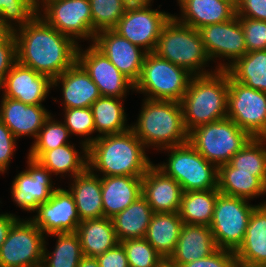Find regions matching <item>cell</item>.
<instances>
[{
	"label": "cell",
	"mask_w": 266,
	"mask_h": 267,
	"mask_svg": "<svg viewBox=\"0 0 266 267\" xmlns=\"http://www.w3.org/2000/svg\"><path fill=\"white\" fill-rule=\"evenodd\" d=\"M160 267H176V266H173L168 261H165Z\"/></svg>",
	"instance_id": "cell-55"
},
{
	"label": "cell",
	"mask_w": 266,
	"mask_h": 267,
	"mask_svg": "<svg viewBox=\"0 0 266 267\" xmlns=\"http://www.w3.org/2000/svg\"><path fill=\"white\" fill-rule=\"evenodd\" d=\"M89 2L94 34L114 29L127 9L122 0H89Z\"/></svg>",
	"instance_id": "cell-39"
},
{
	"label": "cell",
	"mask_w": 266,
	"mask_h": 267,
	"mask_svg": "<svg viewBox=\"0 0 266 267\" xmlns=\"http://www.w3.org/2000/svg\"><path fill=\"white\" fill-rule=\"evenodd\" d=\"M13 33L14 31L0 17V41L7 40Z\"/></svg>",
	"instance_id": "cell-50"
},
{
	"label": "cell",
	"mask_w": 266,
	"mask_h": 267,
	"mask_svg": "<svg viewBox=\"0 0 266 267\" xmlns=\"http://www.w3.org/2000/svg\"><path fill=\"white\" fill-rule=\"evenodd\" d=\"M37 14L35 0H0V17L12 31L25 26Z\"/></svg>",
	"instance_id": "cell-42"
},
{
	"label": "cell",
	"mask_w": 266,
	"mask_h": 267,
	"mask_svg": "<svg viewBox=\"0 0 266 267\" xmlns=\"http://www.w3.org/2000/svg\"><path fill=\"white\" fill-rule=\"evenodd\" d=\"M183 224L178 212L154 213L144 238L167 261L175 251Z\"/></svg>",
	"instance_id": "cell-29"
},
{
	"label": "cell",
	"mask_w": 266,
	"mask_h": 267,
	"mask_svg": "<svg viewBox=\"0 0 266 267\" xmlns=\"http://www.w3.org/2000/svg\"><path fill=\"white\" fill-rule=\"evenodd\" d=\"M16 62L17 44L13 33L7 40L0 41V85Z\"/></svg>",
	"instance_id": "cell-46"
},
{
	"label": "cell",
	"mask_w": 266,
	"mask_h": 267,
	"mask_svg": "<svg viewBox=\"0 0 266 267\" xmlns=\"http://www.w3.org/2000/svg\"><path fill=\"white\" fill-rule=\"evenodd\" d=\"M257 205L248 199L219 193L209 225L216 246L236 251L243 243L250 215Z\"/></svg>",
	"instance_id": "cell-9"
},
{
	"label": "cell",
	"mask_w": 266,
	"mask_h": 267,
	"mask_svg": "<svg viewBox=\"0 0 266 267\" xmlns=\"http://www.w3.org/2000/svg\"><path fill=\"white\" fill-rule=\"evenodd\" d=\"M227 102V71L193 76L180 102L186 130L227 118Z\"/></svg>",
	"instance_id": "cell-4"
},
{
	"label": "cell",
	"mask_w": 266,
	"mask_h": 267,
	"mask_svg": "<svg viewBox=\"0 0 266 267\" xmlns=\"http://www.w3.org/2000/svg\"><path fill=\"white\" fill-rule=\"evenodd\" d=\"M233 267H265V264L264 265L250 264V263H246V262H243V261L235 260V263H234Z\"/></svg>",
	"instance_id": "cell-54"
},
{
	"label": "cell",
	"mask_w": 266,
	"mask_h": 267,
	"mask_svg": "<svg viewBox=\"0 0 266 267\" xmlns=\"http://www.w3.org/2000/svg\"><path fill=\"white\" fill-rule=\"evenodd\" d=\"M100 267H129L126 252L119 242L110 250L96 256Z\"/></svg>",
	"instance_id": "cell-48"
},
{
	"label": "cell",
	"mask_w": 266,
	"mask_h": 267,
	"mask_svg": "<svg viewBox=\"0 0 266 267\" xmlns=\"http://www.w3.org/2000/svg\"><path fill=\"white\" fill-rule=\"evenodd\" d=\"M252 137L230 118L200 125L189 132L188 142L217 167L229 163Z\"/></svg>",
	"instance_id": "cell-8"
},
{
	"label": "cell",
	"mask_w": 266,
	"mask_h": 267,
	"mask_svg": "<svg viewBox=\"0 0 266 267\" xmlns=\"http://www.w3.org/2000/svg\"><path fill=\"white\" fill-rule=\"evenodd\" d=\"M145 151L132 129L101 136L88 147V168L101 177H142L153 164Z\"/></svg>",
	"instance_id": "cell-2"
},
{
	"label": "cell",
	"mask_w": 266,
	"mask_h": 267,
	"mask_svg": "<svg viewBox=\"0 0 266 267\" xmlns=\"http://www.w3.org/2000/svg\"><path fill=\"white\" fill-rule=\"evenodd\" d=\"M38 15L78 45V40L94 41L89 0L53 1Z\"/></svg>",
	"instance_id": "cell-14"
},
{
	"label": "cell",
	"mask_w": 266,
	"mask_h": 267,
	"mask_svg": "<svg viewBox=\"0 0 266 267\" xmlns=\"http://www.w3.org/2000/svg\"><path fill=\"white\" fill-rule=\"evenodd\" d=\"M218 191L248 200L265 196L266 183L253 173L236 172L230 163L218 167Z\"/></svg>",
	"instance_id": "cell-32"
},
{
	"label": "cell",
	"mask_w": 266,
	"mask_h": 267,
	"mask_svg": "<svg viewBox=\"0 0 266 267\" xmlns=\"http://www.w3.org/2000/svg\"><path fill=\"white\" fill-rule=\"evenodd\" d=\"M19 218V216L13 213L0 214V248L1 245L6 241L10 228Z\"/></svg>",
	"instance_id": "cell-49"
},
{
	"label": "cell",
	"mask_w": 266,
	"mask_h": 267,
	"mask_svg": "<svg viewBox=\"0 0 266 267\" xmlns=\"http://www.w3.org/2000/svg\"><path fill=\"white\" fill-rule=\"evenodd\" d=\"M77 62L97 85L101 96L125 98L129 90L134 91V84L92 43L85 50L81 44L78 46Z\"/></svg>",
	"instance_id": "cell-15"
},
{
	"label": "cell",
	"mask_w": 266,
	"mask_h": 267,
	"mask_svg": "<svg viewBox=\"0 0 266 267\" xmlns=\"http://www.w3.org/2000/svg\"><path fill=\"white\" fill-rule=\"evenodd\" d=\"M235 252L218 248L210 256L183 264L181 267H233Z\"/></svg>",
	"instance_id": "cell-45"
},
{
	"label": "cell",
	"mask_w": 266,
	"mask_h": 267,
	"mask_svg": "<svg viewBox=\"0 0 266 267\" xmlns=\"http://www.w3.org/2000/svg\"><path fill=\"white\" fill-rule=\"evenodd\" d=\"M153 53L184 68L193 76L217 71L205 69L209 66L210 59L199 31L180 23L173 15L164 24Z\"/></svg>",
	"instance_id": "cell-5"
},
{
	"label": "cell",
	"mask_w": 266,
	"mask_h": 267,
	"mask_svg": "<svg viewBox=\"0 0 266 267\" xmlns=\"http://www.w3.org/2000/svg\"><path fill=\"white\" fill-rule=\"evenodd\" d=\"M219 193L218 189L183 192L178 212L183 223L209 226Z\"/></svg>",
	"instance_id": "cell-34"
},
{
	"label": "cell",
	"mask_w": 266,
	"mask_h": 267,
	"mask_svg": "<svg viewBox=\"0 0 266 267\" xmlns=\"http://www.w3.org/2000/svg\"><path fill=\"white\" fill-rule=\"evenodd\" d=\"M103 213L113 218L142 196V177H101Z\"/></svg>",
	"instance_id": "cell-25"
},
{
	"label": "cell",
	"mask_w": 266,
	"mask_h": 267,
	"mask_svg": "<svg viewBox=\"0 0 266 267\" xmlns=\"http://www.w3.org/2000/svg\"><path fill=\"white\" fill-rule=\"evenodd\" d=\"M45 239L29 218H19L1 245L0 267H41Z\"/></svg>",
	"instance_id": "cell-10"
},
{
	"label": "cell",
	"mask_w": 266,
	"mask_h": 267,
	"mask_svg": "<svg viewBox=\"0 0 266 267\" xmlns=\"http://www.w3.org/2000/svg\"><path fill=\"white\" fill-rule=\"evenodd\" d=\"M0 102V120L17 139L31 136L35 140L45 121L52 114L45 105L25 104L8 97H2Z\"/></svg>",
	"instance_id": "cell-20"
},
{
	"label": "cell",
	"mask_w": 266,
	"mask_h": 267,
	"mask_svg": "<svg viewBox=\"0 0 266 267\" xmlns=\"http://www.w3.org/2000/svg\"><path fill=\"white\" fill-rule=\"evenodd\" d=\"M124 98L101 96L90 107L94 118L96 139L105 135L120 134L131 129L124 110Z\"/></svg>",
	"instance_id": "cell-31"
},
{
	"label": "cell",
	"mask_w": 266,
	"mask_h": 267,
	"mask_svg": "<svg viewBox=\"0 0 266 267\" xmlns=\"http://www.w3.org/2000/svg\"><path fill=\"white\" fill-rule=\"evenodd\" d=\"M92 44L133 84L138 81L147 54L145 50L132 44L113 29L96 33Z\"/></svg>",
	"instance_id": "cell-18"
},
{
	"label": "cell",
	"mask_w": 266,
	"mask_h": 267,
	"mask_svg": "<svg viewBox=\"0 0 266 267\" xmlns=\"http://www.w3.org/2000/svg\"><path fill=\"white\" fill-rule=\"evenodd\" d=\"M182 194L181 185L155 164L142 176V196L154 213L179 212Z\"/></svg>",
	"instance_id": "cell-21"
},
{
	"label": "cell",
	"mask_w": 266,
	"mask_h": 267,
	"mask_svg": "<svg viewBox=\"0 0 266 267\" xmlns=\"http://www.w3.org/2000/svg\"><path fill=\"white\" fill-rule=\"evenodd\" d=\"M120 243L129 267H160L166 261L145 238L127 239Z\"/></svg>",
	"instance_id": "cell-40"
},
{
	"label": "cell",
	"mask_w": 266,
	"mask_h": 267,
	"mask_svg": "<svg viewBox=\"0 0 266 267\" xmlns=\"http://www.w3.org/2000/svg\"><path fill=\"white\" fill-rule=\"evenodd\" d=\"M14 35L17 61L51 80L77 61L79 45L38 14L25 26L15 30Z\"/></svg>",
	"instance_id": "cell-1"
},
{
	"label": "cell",
	"mask_w": 266,
	"mask_h": 267,
	"mask_svg": "<svg viewBox=\"0 0 266 267\" xmlns=\"http://www.w3.org/2000/svg\"><path fill=\"white\" fill-rule=\"evenodd\" d=\"M242 25L247 52L266 50V21L239 18Z\"/></svg>",
	"instance_id": "cell-43"
},
{
	"label": "cell",
	"mask_w": 266,
	"mask_h": 267,
	"mask_svg": "<svg viewBox=\"0 0 266 267\" xmlns=\"http://www.w3.org/2000/svg\"><path fill=\"white\" fill-rule=\"evenodd\" d=\"M81 151L76 150L74 143L59 146L53 150L45 151L36 161L47 168L55 177L70 179L83 173L88 168V147L80 142ZM82 154V155H81Z\"/></svg>",
	"instance_id": "cell-28"
},
{
	"label": "cell",
	"mask_w": 266,
	"mask_h": 267,
	"mask_svg": "<svg viewBox=\"0 0 266 267\" xmlns=\"http://www.w3.org/2000/svg\"><path fill=\"white\" fill-rule=\"evenodd\" d=\"M59 0H35V7L39 14L50 2Z\"/></svg>",
	"instance_id": "cell-53"
},
{
	"label": "cell",
	"mask_w": 266,
	"mask_h": 267,
	"mask_svg": "<svg viewBox=\"0 0 266 267\" xmlns=\"http://www.w3.org/2000/svg\"><path fill=\"white\" fill-rule=\"evenodd\" d=\"M75 233L78 235L83 256L96 257L119 243L111 218L82 221Z\"/></svg>",
	"instance_id": "cell-30"
},
{
	"label": "cell",
	"mask_w": 266,
	"mask_h": 267,
	"mask_svg": "<svg viewBox=\"0 0 266 267\" xmlns=\"http://www.w3.org/2000/svg\"><path fill=\"white\" fill-rule=\"evenodd\" d=\"M262 139L266 142V133L263 135Z\"/></svg>",
	"instance_id": "cell-56"
},
{
	"label": "cell",
	"mask_w": 266,
	"mask_h": 267,
	"mask_svg": "<svg viewBox=\"0 0 266 267\" xmlns=\"http://www.w3.org/2000/svg\"><path fill=\"white\" fill-rule=\"evenodd\" d=\"M137 121L131 129L145 148L160 151L185 144L189 140L180 102L143 99Z\"/></svg>",
	"instance_id": "cell-3"
},
{
	"label": "cell",
	"mask_w": 266,
	"mask_h": 267,
	"mask_svg": "<svg viewBox=\"0 0 266 267\" xmlns=\"http://www.w3.org/2000/svg\"><path fill=\"white\" fill-rule=\"evenodd\" d=\"M236 172L253 173L266 183V142L251 138L229 162Z\"/></svg>",
	"instance_id": "cell-37"
},
{
	"label": "cell",
	"mask_w": 266,
	"mask_h": 267,
	"mask_svg": "<svg viewBox=\"0 0 266 267\" xmlns=\"http://www.w3.org/2000/svg\"><path fill=\"white\" fill-rule=\"evenodd\" d=\"M34 213L29 219L45 235L76 232L81 223L73 195L66 188L58 187Z\"/></svg>",
	"instance_id": "cell-17"
},
{
	"label": "cell",
	"mask_w": 266,
	"mask_h": 267,
	"mask_svg": "<svg viewBox=\"0 0 266 267\" xmlns=\"http://www.w3.org/2000/svg\"><path fill=\"white\" fill-rule=\"evenodd\" d=\"M236 260L266 264V200L252 211L243 243L235 251Z\"/></svg>",
	"instance_id": "cell-27"
},
{
	"label": "cell",
	"mask_w": 266,
	"mask_h": 267,
	"mask_svg": "<svg viewBox=\"0 0 266 267\" xmlns=\"http://www.w3.org/2000/svg\"><path fill=\"white\" fill-rule=\"evenodd\" d=\"M51 88L52 80L48 76L39 74L18 61L0 85L2 97L30 105H43L42 102L49 96Z\"/></svg>",
	"instance_id": "cell-19"
},
{
	"label": "cell",
	"mask_w": 266,
	"mask_h": 267,
	"mask_svg": "<svg viewBox=\"0 0 266 267\" xmlns=\"http://www.w3.org/2000/svg\"><path fill=\"white\" fill-rule=\"evenodd\" d=\"M153 214L151 206L143 196L116 214L111 219L118 241L144 238Z\"/></svg>",
	"instance_id": "cell-33"
},
{
	"label": "cell",
	"mask_w": 266,
	"mask_h": 267,
	"mask_svg": "<svg viewBox=\"0 0 266 267\" xmlns=\"http://www.w3.org/2000/svg\"><path fill=\"white\" fill-rule=\"evenodd\" d=\"M51 235V236H50ZM46 237H57L53 252L47 250V238L41 267H77L83 257L81 244L75 232L54 233Z\"/></svg>",
	"instance_id": "cell-36"
},
{
	"label": "cell",
	"mask_w": 266,
	"mask_h": 267,
	"mask_svg": "<svg viewBox=\"0 0 266 267\" xmlns=\"http://www.w3.org/2000/svg\"><path fill=\"white\" fill-rule=\"evenodd\" d=\"M63 112V122L70 135L83 137L84 139L80 141L89 147L96 140V137H93L95 125L91 108H68L63 109Z\"/></svg>",
	"instance_id": "cell-41"
},
{
	"label": "cell",
	"mask_w": 266,
	"mask_h": 267,
	"mask_svg": "<svg viewBox=\"0 0 266 267\" xmlns=\"http://www.w3.org/2000/svg\"><path fill=\"white\" fill-rule=\"evenodd\" d=\"M192 77L184 68L150 52L145 55L134 92L143 94L145 99L181 102Z\"/></svg>",
	"instance_id": "cell-7"
},
{
	"label": "cell",
	"mask_w": 266,
	"mask_h": 267,
	"mask_svg": "<svg viewBox=\"0 0 266 267\" xmlns=\"http://www.w3.org/2000/svg\"><path fill=\"white\" fill-rule=\"evenodd\" d=\"M77 267H100L96 257L83 256Z\"/></svg>",
	"instance_id": "cell-51"
},
{
	"label": "cell",
	"mask_w": 266,
	"mask_h": 267,
	"mask_svg": "<svg viewBox=\"0 0 266 267\" xmlns=\"http://www.w3.org/2000/svg\"><path fill=\"white\" fill-rule=\"evenodd\" d=\"M226 71L235 81L266 93V50L247 52Z\"/></svg>",
	"instance_id": "cell-35"
},
{
	"label": "cell",
	"mask_w": 266,
	"mask_h": 267,
	"mask_svg": "<svg viewBox=\"0 0 266 267\" xmlns=\"http://www.w3.org/2000/svg\"><path fill=\"white\" fill-rule=\"evenodd\" d=\"M198 31L210 61L223 60L217 61L216 70L226 71L247 53L242 25L237 15L229 21L203 26Z\"/></svg>",
	"instance_id": "cell-12"
},
{
	"label": "cell",
	"mask_w": 266,
	"mask_h": 267,
	"mask_svg": "<svg viewBox=\"0 0 266 267\" xmlns=\"http://www.w3.org/2000/svg\"><path fill=\"white\" fill-rule=\"evenodd\" d=\"M17 140L11 130L0 120V174L6 173L9 169L17 148Z\"/></svg>",
	"instance_id": "cell-44"
},
{
	"label": "cell",
	"mask_w": 266,
	"mask_h": 267,
	"mask_svg": "<svg viewBox=\"0 0 266 267\" xmlns=\"http://www.w3.org/2000/svg\"><path fill=\"white\" fill-rule=\"evenodd\" d=\"M172 15L159 9H152V3L127 7L125 14L113 30L150 53L154 51L161 30Z\"/></svg>",
	"instance_id": "cell-13"
},
{
	"label": "cell",
	"mask_w": 266,
	"mask_h": 267,
	"mask_svg": "<svg viewBox=\"0 0 266 267\" xmlns=\"http://www.w3.org/2000/svg\"><path fill=\"white\" fill-rule=\"evenodd\" d=\"M167 162L156 166L175 179L183 192L218 189V167L208 162L189 142L162 149Z\"/></svg>",
	"instance_id": "cell-6"
},
{
	"label": "cell",
	"mask_w": 266,
	"mask_h": 267,
	"mask_svg": "<svg viewBox=\"0 0 266 267\" xmlns=\"http://www.w3.org/2000/svg\"><path fill=\"white\" fill-rule=\"evenodd\" d=\"M227 118L252 138L266 133V93L235 81L228 73Z\"/></svg>",
	"instance_id": "cell-11"
},
{
	"label": "cell",
	"mask_w": 266,
	"mask_h": 267,
	"mask_svg": "<svg viewBox=\"0 0 266 267\" xmlns=\"http://www.w3.org/2000/svg\"><path fill=\"white\" fill-rule=\"evenodd\" d=\"M127 7L145 6L153 3V0H122Z\"/></svg>",
	"instance_id": "cell-52"
},
{
	"label": "cell",
	"mask_w": 266,
	"mask_h": 267,
	"mask_svg": "<svg viewBox=\"0 0 266 267\" xmlns=\"http://www.w3.org/2000/svg\"><path fill=\"white\" fill-rule=\"evenodd\" d=\"M69 192L73 195L81 222L104 217L101 176L87 168L70 179Z\"/></svg>",
	"instance_id": "cell-26"
},
{
	"label": "cell",
	"mask_w": 266,
	"mask_h": 267,
	"mask_svg": "<svg viewBox=\"0 0 266 267\" xmlns=\"http://www.w3.org/2000/svg\"><path fill=\"white\" fill-rule=\"evenodd\" d=\"M26 161L27 167L13 179L10 193L16 206L33 213L51 197L57 187H54L53 175L47 168L28 156Z\"/></svg>",
	"instance_id": "cell-16"
},
{
	"label": "cell",
	"mask_w": 266,
	"mask_h": 267,
	"mask_svg": "<svg viewBox=\"0 0 266 267\" xmlns=\"http://www.w3.org/2000/svg\"><path fill=\"white\" fill-rule=\"evenodd\" d=\"M52 87H61L63 109L91 107L101 97L97 85L77 61L52 80Z\"/></svg>",
	"instance_id": "cell-22"
},
{
	"label": "cell",
	"mask_w": 266,
	"mask_h": 267,
	"mask_svg": "<svg viewBox=\"0 0 266 267\" xmlns=\"http://www.w3.org/2000/svg\"><path fill=\"white\" fill-rule=\"evenodd\" d=\"M217 249L209 226L183 224L175 251L167 261L173 266L181 267L210 256Z\"/></svg>",
	"instance_id": "cell-24"
},
{
	"label": "cell",
	"mask_w": 266,
	"mask_h": 267,
	"mask_svg": "<svg viewBox=\"0 0 266 267\" xmlns=\"http://www.w3.org/2000/svg\"><path fill=\"white\" fill-rule=\"evenodd\" d=\"M236 15L266 21V0H236Z\"/></svg>",
	"instance_id": "cell-47"
},
{
	"label": "cell",
	"mask_w": 266,
	"mask_h": 267,
	"mask_svg": "<svg viewBox=\"0 0 266 267\" xmlns=\"http://www.w3.org/2000/svg\"><path fill=\"white\" fill-rule=\"evenodd\" d=\"M54 116L45 121L34 143L30 146L27 156L37 160L45 151L53 150L59 146L69 144L71 136L63 121H57Z\"/></svg>",
	"instance_id": "cell-38"
},
{
	"label": "cell",
	"mask_w": 266,
	"mask_h": 267,
	"mask_svg": "<svg viewBox=\"0 0 266 267\" xmlns=\"http://www.w3.org/2000/svg\"><path fill=\"white\" fill-rule=\"evenodd\" d=\"M177 3L181 14L173 16L196 30L236 16V0H177Z\"/></svg>",
	"instance_id": "cell-23"
}]
</instances>
